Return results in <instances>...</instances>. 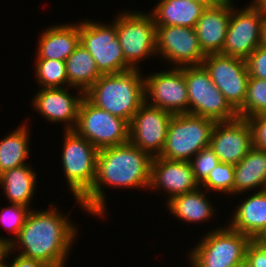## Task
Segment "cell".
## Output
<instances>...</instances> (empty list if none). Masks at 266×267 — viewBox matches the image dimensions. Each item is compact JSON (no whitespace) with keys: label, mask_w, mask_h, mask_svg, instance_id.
<instances>
[{"label":"cell","mask_w":266,"mask_h":267,"mask_svg":"<svg viewBox=\"0 0 266 267\" xmlns=\"http://www.w3.org/2000/svg\"><path fill=\"white\" fill-rule=\"evenodd\" d=\"M26 124V125H25ZM27 123L20 124L17 129L0 140V174L6 170L26 164L30 154V131Z\"/></svg>","instance_id":"obj_27"},{"label":"cell","mask_w":266,"mask_h":267,"mask_svg":"<svg viewBox=\"0 0 266 267\" xmlns=\"http://www.w3.org/2000/svg\"><path fill=\"white\" fill-rule=\"evenodd\" d=\"M199 187L190 162L153 157L149 190H163L169 201L176 195L195 191Z\"/></svg>","instance_id":"obj_18"},{"label":"cell","mask_w":266,"mask_h":267,"mask_svg":"<svg viewBox=\"0 0 266 267\" xmlns=\"http://www.w3.org/2000/svg\"><path fill=\"white\" fill-rule=\"evenodd\" d=\"M80 44L96 61L102 75L115 74L133 69L126 61L112 22L99 23L86 19L79 22Z\"/></svg>","instance_id":"obj_9"},{"label":"cell","mask_w":266,"mask_h":267,"mask_svg":"<svg viewBox=\"0 0 266 267\" xmlns=\"http://www.w3.org/2000/svg\"><path fill=\"white\" fill-rule=\"evenodd\" d=\"M62 165L63 174L74 200L84 210L81 199L92 189L95 177L98 149L74 130L64 131Z\"/></svg>","instance_id":"obj_5"},{"label":"cell","mask_w":266,"mask_h":267,"mask_svg":"<svg viewBox=\"0 0 266 267\" xmlns=\"http://www.w3.org/2000/svg\"><path fill=\"white\" fill-rule=\"evenodd\" d=\"M233 4L221 54L246 60L263 44L266 12L250 4L239 10Z\"/></svg>","instance_id":"obj_11"},{"label":"cell","mask_w":266,"mask_h":267,"mask_svg":"<svg viewBox=\"0 0 266 267\" xmlns=\"http://www.w3.org/2000/svg\"><path fill=\"white\" fill-rule=\"evenodd\" d=\"M113 23L125 61L133 69H140V61L156 55V24L149 12L126 10Z\"/></svg>","instance_id":"obj_7"},{"label":"cell","mask_w":266,"mask_h":267,"mask_svg":"<svg viewBox=\"0 0 266 267\" xmlns=\"http://www.w3.org/2000/svg\"><path fill=\"white\" fill-rule=\"evenodd\" d=\"M188 113L221 121L238 118L237 111L215 86L203 65L184 66Z\"/></svg>","instance_id":"obj_8"},{"label":"cell","mask_w":266,"mask_h":267,"mask_svg":"<svg viewBox=\"0 0 266 267\" xmlns=\"http://www.w3.org/2000/svg\"><path fill=\"white\" fill-rule=\"evenodd\" d=\"M193 1L199 2L206 7H215V6L223 4L227 0H193Z\"/></svg>","instance_id":"obj_38"},{"label":"cell","mask_w":266,"mask_h":267,"mask_svg":"<svg viewBox=\"0 0 266 267\" xmlns=\"http://www.w3.org/2000/svg\"><path fill=\"white\" fill-rule=\"evenodd\" d=\"M153 157L130 142L98 151L92 189L80 200L84 211L102 218L107 203L104 186L141 189L150 186Z\"/></svg>","instance_id":"obj_1"},{"label":"cell","mask_w":266,"mask_h":267,"mask_svg":"<svg viewBox=\"0 0 266 267\" xmlns=\"http://www.w3.org/2000/svg\"><path fill=\"white\" fill-rule=\"evenodd\" d=\"M253 146V132L247 119L238 117L215 123L210 147L220 162L236 165Z\"/></svg>","instance_id":"obj_16"},{"label":"cell","mask_w":266,"mask_h":267,"mask_svg":"<svg viewBox=\"0 0 266 267\" xmlns=\"http://www.w3.org/2000/svg\"><path fill=\"white\" fill-rule=\"evenodd\" d=\"M12 263L10 262L8 267H48L45 263L34 260L32 258L24 257L20 254L13 256Z\"/></svg>","instance_id":"obj_36"},{"label":"cell","mask_w":266,"mask_h":267,"mask_svg":"<svg viewBox=\"0 0 266 267\" xmlns=\"http://www.w3.org/2000/svg\"><path fill=\"white\" fill-rule=\"evenodd\" d=\"M140 70L101 75L85 92V97L96 107L130 123L145 102L144 77Z\"/></svg>","instance_id":"obj_3"},{"label":"cell","mask_w":266,"mask_h":267,"mask_svg":"<svg viewBox=\"0 0 266 267\" xmlns=\"http://www.w3.org/2000/svg\"><path fill=\"white\" fill-rule=\"evenodd\" d=\"M208 194L199 187L197 190L176 195L166 201V207L175 218L185 223H203L212 220L215 210Z\"/></svg>","instance_id":"obj_23"},{"label":"cell","mask_w":266,"mask_h":267,"mask_svg":"<svg viewBox=\"0 0 266 267\" xmlns=\"http://www.w3.org/2000/svg\"><path fill=\"white\" fill-rule=\"evenodd\" d=\"M253 132L254 147L266 150V114L247 118Z\"/></svg>","instance_id":"obj_34"},{"label":"cell","mask_w":266,"mask_h":267,"mask_svg":"<svg viewBox=\"0 0 266 267\" xmlns=\"http://www.w3.org/2000/svg\"><path fill=\"white\" fill-rule=\"evenodd\" d=\"M37 177L30 164L1 173L0 187L4 190L7 201L12 204L30 207L32 197L36 192Z\"/></svg>","instance_id":"obj_25"},{"label":"cell","mask_w":266,"mask_h":267,"mask_svg":"<svg viewBox=\"0 0 266 267\" xmlns=\"http://www.w3.org/2000/svg\"><path fill=\"white\" fill-rule=\"evenodd\" d=\"M150 14L156 26H181L195 28L207 8L193 0H157Z\"/></svg>","instance_id":"obj_22"},{"label":"cell","mask_w":266,"mask_h":267,"mask_svg":"<svg viewBox=\"0 0 266 267\" xmlns=\"http://www.w3.org/2000/svg\"><path fill=\"white\" fill-rule=\"evenodd\" d=\"M14 255L12 251V246L9 244V237L0 236V267L7 264L6 260L8 255ZM6 261V263H4Z\"/></svg>","instance_id":"obj_37"},{"label":"cell","mask_w":266,"mask_h":267,"mask_svg":"<svg viewBox=\"0 0 266 267\" xmlns=\"http://www.w3.org/2000/svg\"><path fill=\"white\" fill-rule=\"evenodd\" d=\"M249 4L255 9L266 12V0H252Z\"/></svg>","instance_id":"obj_39"},{"label":"cell","mask_w":266,"mask_h":267,"mask_svg":"<svg viewBox=\"0 0 266 267\" xmlns=\"http://www.w3.org/2000/svg\"><path fill=\"white\" fill-rule=\"evenodd\" d=\"M189 162L191 164L195 180L200 185L208 177L210 172L215 168L220 160L214 153L213 149L208 146L202 148L191 158Z\"/></svg>","instance_id":"obj_32"},{"label":"cell","mask_w":266,"mask_h":267,"mask_svg":"<svg viewBox=\"0 0 266 267\" xmlns=\"http://www.w3.org/2000/svg\"><path fill=\"white\" fill-rule=\"evenodd\" d=\"M235 165L219 162L208 177L200 184L205 191L234 195Z\"/></svg>","instance_id":"obj_30"},{"label":"cell","mask_w":266,"mask_h":267,"mask_svg":"<svg viewBox=\"0 0 266 267\" xmlns=\"http://www.w3.org/2000/svg\"><path fill=\"white\" fill-rule=\"evenodd\" d=\"M233 210L227 224L231 229L254 240L266 227V190L254 191Z\"/></svg>","instance_id":"obj_21"},{"label":"cell","mask_w":266,"mask_h":267,"mask_svg":"<svg viewBox=\"0 0 266 267\" xmlns=\"http://www.w3.org/2000/svg\"><path fill=\"white\" fill-rule=\"evenodd\" d=\"M252 239L228 225L208 231L189 253L192 267H234L246 258Z\"/></svg>","instance_id":"obj_4"},{"label":"cell","mask_w":266,"mask_h":267,"mask_svg":"<svg viewBox=\"0 0 266 267\" xmlns=\"http://www.w3.org/2000/svg\"><path fill=\"white\" fill-rule=\"evenodd\" d=\"M263 44L266 46V20L264 23Z\"/></svg>","instance_id":"obj_42"},{"label":"cell","mask_w":266,"mask_h":267,"mask_svg":"<svg viewBox=\"0 0 266 267\" xmlns=\"http://www.w3.org/2000/svg\"><path fill=\"white\" fill-rule=\"evenodd\" d=\"M74 131L98 150L129 142V123L96 107L86 97L80 103Z\"/></svg>","instance_id":"obj_10"},{"label":"cell","mask_w":266,"mask_h":267,"mask_svg":"<svg viewBox=\"0 0 266 267\" xmlns=\"http://www.w3.org/2000/svg\"><path fill=\"white\" fill-rule=\"evenodd\" d=\"M232 0L207 7L195 25L201 49L205 55L221 53L231 17Z\"/></svg>","instance_id":"obj_19"},{"label":"cell","mask_w":266,"mask_h":267,"mask_svg":"<svg viewBox=\"0 0 266 267\" xmlns=\"http://www.w3.org/2000/svg\"><path fill=\"white\" fill-rule=\"evenodd\" d=\"M238 117L249 118L266 114V80L249 77L245 102L237 111Z\"/></svg>","instance_id":"obj_29"},{"label":"cell","mask_w":266,"mask_h":267,"mask_svg":"<svg viewBox=\"0 0 266 267\" xmlns=\"http://www.w3.org/2000/svg\"><path fill=\"white\" fill-rule=\"evenodd\" d=\"M249 77L266 80V46L260 45L246 59Z\"/></svg>","instance_id":"obj_33"},{"label":"cell","mask_w":266,"mask_h":267,"mask_svg":"<svg viewBox=\"0 0 266 267\" xmlns=\"http://www.w3.org/2000/svg\"><path fill=\"white\" fill-rule=\"evenodd\" d=\"M234 195L266 190V150L252 147L234 168ZM251 190V191H250Z\"/></svg>","instance_id":"obj_24"},{"label":"cell","mask_w":266,"mask_h":267,"mask_svg":"<svg viewBox=\"0 0 266 267\" xmlns=\"http://www.w3.org/2000/svg\"><path fill=\"white\" fill-rule=\"evenodd\" d=\"M234 267H251L249 263L246 261V259L238 264H236Z\"/></svg>","instance_id":"obj_41"},{"label":"cell","mask_w":266,"mask_h":267,"mask_svg":"<svg viewBox=\"0 0 266 267\" xmlns=\"http://www.w3.org/2000/svg\"><path fill=\"white\" fill-rule=\"evenodd\" d=\"M202 65L229 104L238 111L245 102L250 76L246 60L217 53L206 55Z\"/></svg>","instance_id":"obj_12"},{"label":"cell","mask_w":266,"mask_h":267,"mask_svg":"<svg viewBox=\"0 0 266 267\" xmlns=\"http://www.w3.org/2000/svg\"><path fill=\"white\" fill-rule=\"evenodd\" d=\"M260 246L266 248V227L261 231V233L254 239Z\"/></svg>","instance_id":"obj_40"},{"label":"cell","mask_w":266,"mask_h":267,"mask_svg":"<svg viewBox=\"0 0 266 267\" xmlns=\"http://www.w3.org/2000/svg\"><path fill=\"white\" fill-rule=\"evenodd\" d=\"M156 56L171 67L202 65L206 57L195 28L181 26H156Z\"/></svg>","instance_id":"obj_14"},{"label":"cell","mask_w":266,"mask_h":267,"mask_svg":"<svg viewBox=\"0 0 266 267\" xmlns=\"http://www.w3.org/2000/svg\"><path fill=\"white\" fill-rule=\"evenodd\" d=\"M65 67L69 90L73 87L85 93L102 75L94 58L81 44L65 60Z\"/></svg>","instance_id":"obj_26"},{"label":"cell","mask_w":266,"mask_h":267,"mask_svg":"<svg viewBox=\"0 0 266 267\" xmlns=\"http://www.w3.org/2000/svg\"><path fill=\"white\" fill-rule=\"evenodd\" d=\"M31 207L10 203L9 206L3 207L0 213V223L8 229L10 234L9 244H11L19 235L21 228L25 224Z\"/></svg>","instance_id":"obj_31"},{"label":"cell","mask_w":266,"mask_h":267,"mask_svg":"<svg viewBox=\"0 0 266 267\" xmlns=\"http://www.w3.org/2000/svg\"><path fill=\"white\" fill-rule=\"evenodd\" d=\"M145 102L172 114L188 113L184 66L154 72L144 77Z\"/></svg>","instance_id":"obj_13"},{"label":"cell","mask_w":266,"mask_h":267,"mask_svg":"<svg viewBox=\"0 0 266 267\" xmlns=\"http://www.w3.org/2000/svg\"><path fill=\"white\" fill-rule=\"evenodd\" d=\"M73 95L68 87L40 88L32 99L33 107L50 123L64 124V131L74 130L78 120V111L85 93L78 90Z\"/></svg>","instance_id":"obj_17"},{"label":"cell","mask_w":266,"mask_h":267,"mask_svg":"<svg viewBox=\"0 0 266 267\" xmlns=\"http://www.w3.org/2000/svg\"><path fill=\"white\" fill-rule=\"evenodd\" d=\"M245 259L251 267H266V248L252 240L248 244Z\"/></svg>","instance_id":"obj_35"},{"label":"cell","mask_w":266,"mask_h":267,"mask_svg":"<svg viewBox=\"0 0 266 267\" xmlns=\"http://www.w3.org/2000/svg\"><path fill=\"white\" fill-rule=\"evenodd\" d=\"M35 77L39 88H66L68 78L65 61L35 59Z\"/></svg>","instance_id":"obj_28"},{"label":"cell","mask_w":266,"mask_h":267,"mask_svg":"<svg viewBox=\"0 0 266 267\" xmlns=\"http://www.w3.org/2000/svg\"><path fill=\"white\" fill-rule=\"evenodd\" d=\"M53 204L44 211L31 208L11 246L13 252L41 261L48 267H65L78 229L69 220V214L63 215Z\"/></svg>","instance_id":"obj_2"},{"label":"cell","mask_w":266,"mask_h":267,"mask_svg":"<svg viewBox=\"0 0 266 267\" xmlns=\"http://www.w3.org/2000/svg\"><path fill=\"white\" fill-rule=\"evenodd\" d=\"M38 38L36 59L65 61L80 44L79 23L53 25Z\"/></svg>","instance_id":"obj_20"},{"label":"cell","mask_w":266,"mask_h":267,"mask_svg":"<svg viewBox=\"0 0 266 267\" xmlns=\"http://www.w3.org/2000/svg\"><path fill=\"white\" fill-rule=\"evenodd\" d=\"M215 123L213 119L189 113L173 114L159 157L189 162L202 148L210 146Z\"/></svg>","instance_id":"obj_6"},{"label":"cell","mask_w":266,"mask_h":267,"mask_svg":"<svg viewBox=\"0 0 266 267\" xmlns=\"http://www.w3.org/2000/svg\"><path fill=\"white\" fill-rule=\"evenodd\" d=\"M172 116L169 111L144 102L129 123V142L152 157L159 156Z\"/></svg>","instance_id":"obj_15"}]
</instances>
